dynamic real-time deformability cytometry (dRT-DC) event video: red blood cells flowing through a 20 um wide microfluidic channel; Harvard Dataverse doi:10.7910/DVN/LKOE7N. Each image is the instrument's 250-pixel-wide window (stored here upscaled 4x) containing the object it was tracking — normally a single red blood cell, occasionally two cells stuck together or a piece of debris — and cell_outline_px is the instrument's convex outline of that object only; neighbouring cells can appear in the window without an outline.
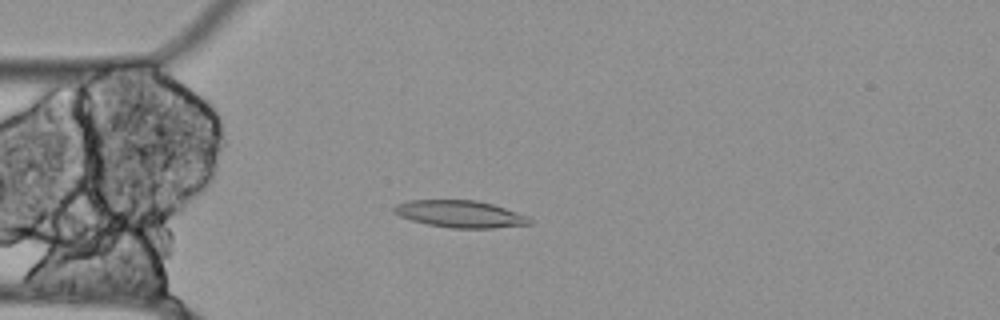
{"species": "Egyptian fruit bat (a non-hibernating species)", "species_latin": "Rousettus aegyptiacus", "temperature_condition": "cold", "stored_images_in_passage": 31, "camera_frame_rate_fps": 3000, "um_per_image_px": 0.085, "animal": {"sex": "female"}, "frame": {"image": 1, "passage_image": 1, "time_ms": 0.0, "image_size_px": [1000, 320], "cell_outline_px": [[532, 224], [492, 228], [452, 228], [428, 224], [412, 220], [400, 216], [392, 212], [392, 208], [396, 204], [412, 200], [476, 200], [492, 204], [528, 216], [532, 220]], "centroid_in_image_um": [39.11, 18.19], "position_along_channel_um": 45.9, "area_um2": 21.27}}
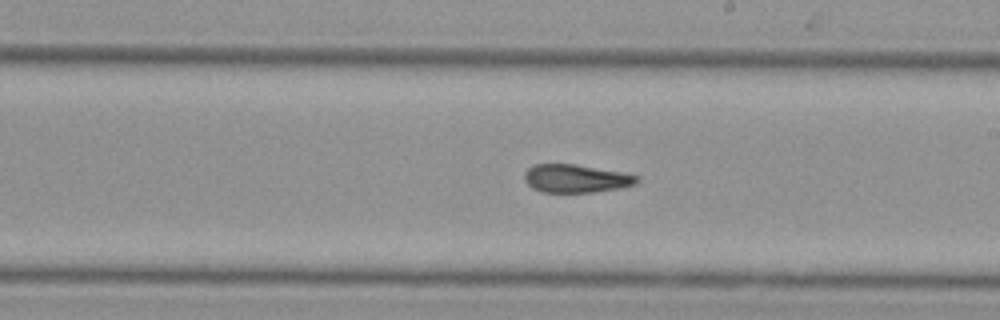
{"frame": {"image": 2, "passage_image": 18, "time_ms": 5.667, "image_size_px": [1000, 320], "cell_outline_px": [[640, 180], [636, 184], [620, 188], [592, 192], [540, 192], [532, 188], [524, 180], [524, 172], [532, 164], [576, 164], [620, 172], [640, 176]], "centroid_in_image_um": [48.93, 15.17], "position_along_channel_um": 240.1, "area_um2": 18.55}}
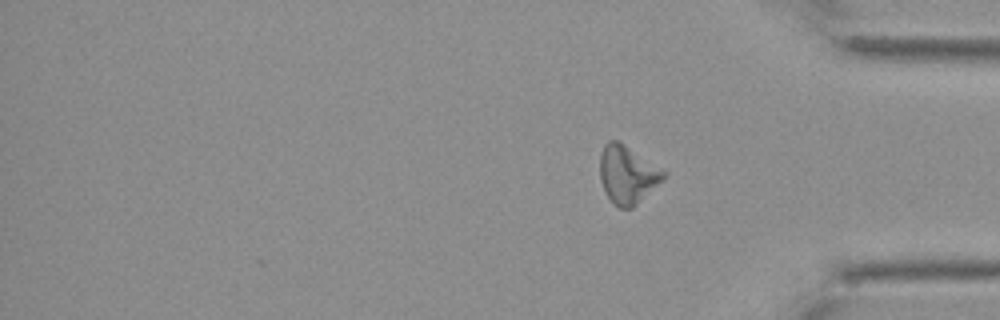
{"frame": {"image": 3, "passage_image": 31, "time_ms": 10.0, "image_size_px": [1000, 320], "cell_outline_px": [[668, 172], [632, 208], [620, 208], [604, 192], [600, 180], [600, 156], [604, 144], [608, 140], [616, 140], [624, 144]], "centroid_in_image_um": [53.29, 14.8], "position_along_channel_um": 381.9, "area_um2": 20.98}, "authors_computed_cell_mechanics": {"area_um2": 19.5942, "velocity_mm_per_s": 3.4816, "shape_relaxation_time_tau1_ms": null, "shape_relaxation_time_tau2_ms": 5.2952, "deformation_change_tau1": null, "deformation_change_tau2": 0.1307}}